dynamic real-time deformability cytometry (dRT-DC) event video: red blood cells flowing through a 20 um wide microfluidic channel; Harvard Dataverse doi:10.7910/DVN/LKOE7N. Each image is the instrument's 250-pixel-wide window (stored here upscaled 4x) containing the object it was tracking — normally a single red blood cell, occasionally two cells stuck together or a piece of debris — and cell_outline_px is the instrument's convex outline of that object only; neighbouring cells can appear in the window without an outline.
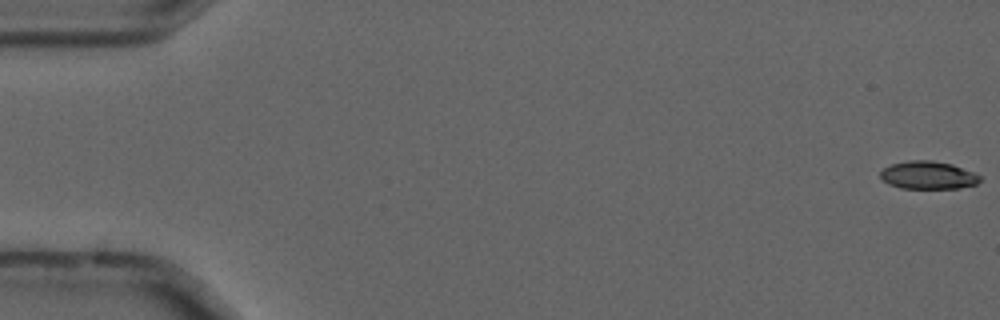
{"species": "common noctule bat (a hibernating species)", "species_latin": "Nyctalus noctula", "temperature_condition": "cold", "stored_images_in_passage": 18, "camera_frame_rate_fps": 3000, "um_per_image_px": 0.085, "animal": {"sex": "male", "forearm_length_mm": 52.5}, "frame": {"image": 1, "passage_image": 1, "time_ms": 0.0, "image_size_px": [1000, 320], "cell_outline_px": [[980, 180], [976, 184], [960, 188], [900, 188], [888, 184], [880, 176], [880, 172], [884, 168], [892, 164], [908, 160], [932, 160], [952, 164], [972, 172], [980, 176]], "centroid_in_image_um": [78.87, 14.89], "position_along_channel_um": 6.1, "area_um2": 16.07}}
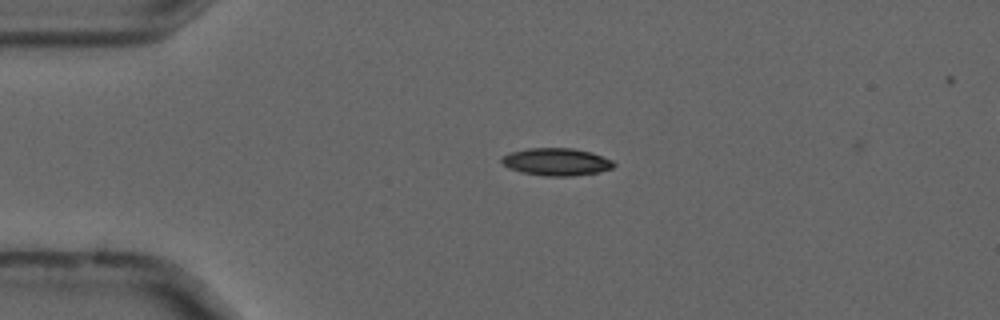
{"frame": {"image": 2, "passage_image": 13, "time_ms": 4.0, "image_size_px": [1000, 320], "cell_outline_px": [[616, 164], [612, 168], [596, 172], [572, 176], [544, 176], [520, 172], [508, 168], [500, 160], [504, 156], [512, 152], [528, 148], [572, 148], [592, 152], [612, 160]], "centroid_in_image_um": [47.3, 13.76], "position_along_channel_um": 37.7, "area_um2": 17.86}}